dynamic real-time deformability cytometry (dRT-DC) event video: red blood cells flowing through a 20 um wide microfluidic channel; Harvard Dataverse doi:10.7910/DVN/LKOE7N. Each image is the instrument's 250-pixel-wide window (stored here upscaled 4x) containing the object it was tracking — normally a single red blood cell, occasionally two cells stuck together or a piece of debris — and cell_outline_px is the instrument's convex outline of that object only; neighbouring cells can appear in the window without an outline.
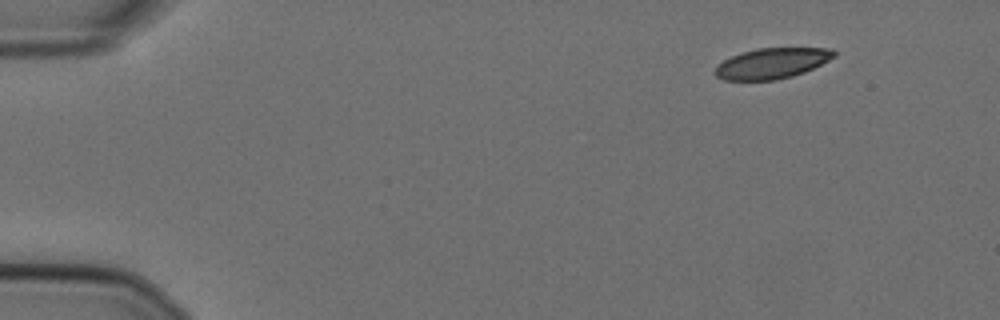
{"species": "Egyptian fruit bat (a non-hibernating species)", "species_latin": "Rousettus aegyptiacus", "temperature_condition": "cold", "stored_images_in_passage": 51, "camera_frame_rate_fps": 3000, "um_per_image_px": 0.085, "animal": {"sex": "female"}, "frame": {"image": 1, "passage_image": 1, "time_ms": 0.0, "image_size_px": [1000, 320], "cell_outline_px": [[836, 56], [804, 72], [792, 76], [776, 80], [724, 80], [716, 76], [716, 68], [724, 60], [740, 52], [756, 48], [832, 48], [836, 52]], "centroid_in_image_um": [65.63, 5.37], "position_along_channel_um": 19.4, "area_um2": 21.04}}
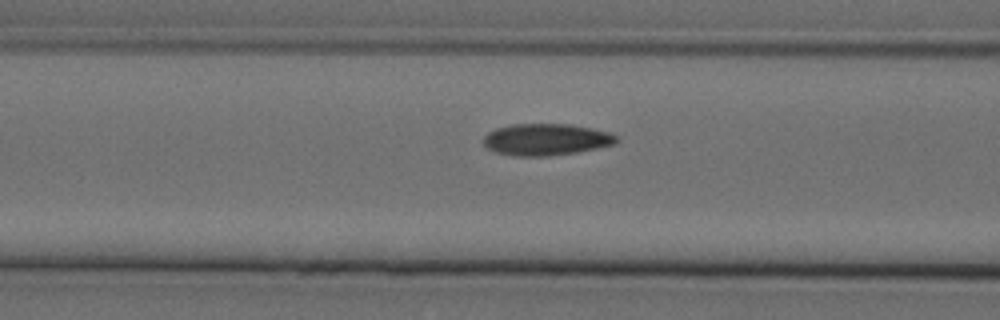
{"frame": {"image": 2, "passage_image": 18, "time_ms": 5.667, "image_size_px": [1000, 320], "cell_outline_px": [[620, 140], [616, 144], [576, 152], [548, 156], [516, 156], [496, 152], [488, 148], [484, 144], [484, 136], [488, 132], [496, 128], [512, 124], [572, 124], [612, 132], [620, 136]], "centroid_in_image_um": [46.48, 11.85], "position_along_channel_um": 120.1, "area_um2": 24.8}}
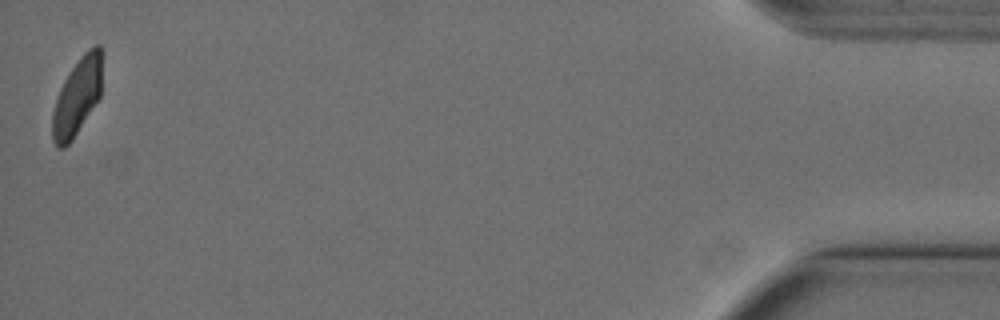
{"frame": {"image": 3, "passage_image": 51, "time_ms": 16.667, "image_size_px": [1000, 320], "cell_outline_px": [[104, 52], [100, 96], [72, 140], [64, 148], [56, 148], [52, 140], [52, 112], [60, 88], [64, 80], [72, 68], [84, 52], [88, 48], [96, 44], [100, 44], [104, 48]], "centroid_in_image_um": [6.59, 8.16], "position_along_channel_um": 428.6, "area_um2": 22.66}, "authors_computed_cell_mechanics": {"area_um2": 24.1026, "velocity_mm_per_s": 3.5892, "shape_relaxation_time_tau1_ms": 4.5218, "shape_relaxation_time_tau2_ms": 1.72, "deformation_change_tau1": 0.1387, "deformation_change_tau2": 0.0571}}